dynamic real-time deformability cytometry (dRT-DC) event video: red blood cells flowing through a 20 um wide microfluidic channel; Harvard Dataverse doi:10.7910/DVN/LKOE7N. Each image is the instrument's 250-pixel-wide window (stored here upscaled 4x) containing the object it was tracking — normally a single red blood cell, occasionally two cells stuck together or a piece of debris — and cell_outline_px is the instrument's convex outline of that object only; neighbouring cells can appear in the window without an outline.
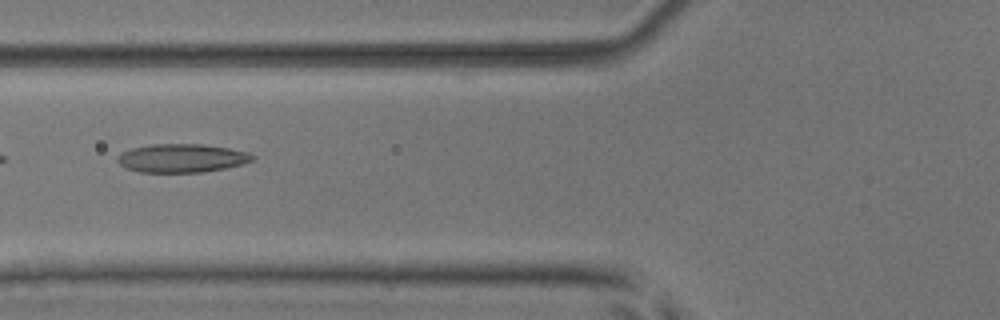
{"species": "common noctule bat (a hibernating species)", "species_latin": "Nyctalus noctula", "temperature_condition": "room temperature", "stored_images_in_passage": 35, "camera_frame_rate_fps": 3000, "um_per_image_px": 0.085, "animal": {"sex": "male", "body_mass_g": 17.9, "forearm_length_mm": 54.2}, "frame": {"image": 1, "passage_image": 3, "time_ms": 0.667, "image_size_px": [1000, 320], "cell_outline_px": [[256, 156], [252, 160], [244, 164], [204, 172], [140, 172], [128, 168], [120, 164], [116, 160], [116, 156], [120, 152], [132, 148], [152, 144], [204, 144], [228, 148], [248, 152]], "centroid_in_image_um": [15.45, 13.43], "position_along_channel_um": 110.4, "area_um2": 22.48}}
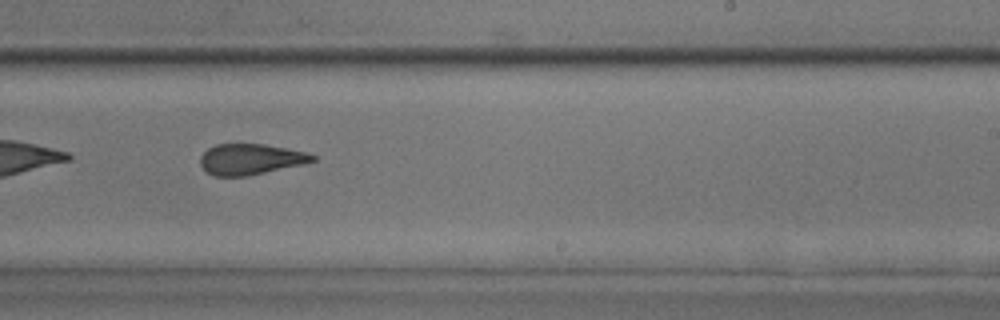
{"frame": {"image": 2, "passage_image": 15, "time_ms": 4.667, "image_size_px": [1000, 320], "cell_outline_px": [[316, 160], [304, 164], [244, 176], [212, 176], [200, 164], [200, 156], [208, 148], [216, 144], [264, 144], [308, 152], [316, 156]], "centroid_in_image_um": [21.3, 13.52], "position_along_channel_um": 267.7, "area_um2": 20.06}}
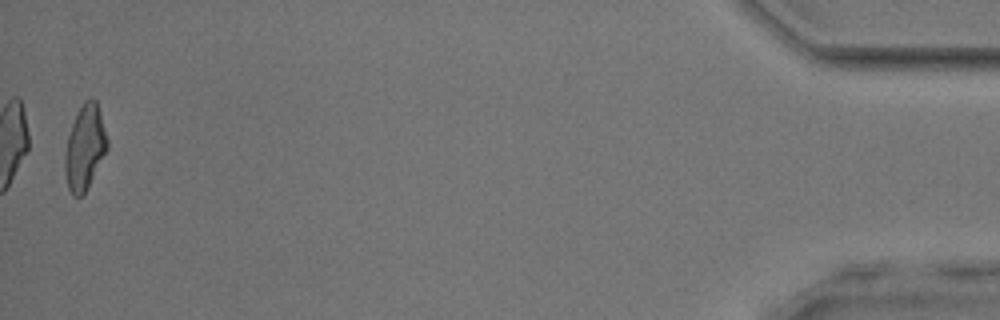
{"frame": {"image": 3, "passage_image": 34, "time_ms": 11.0, "image_size_px": [1000, 320], "cell_outline_px": [[108, 148], [88, 188], [80, 196], [72, 196], [68, 188], [64, 172], [64, 152], [68, 136], [76, 112], [84, 100], [92, 96], [96, 100], [108, 140]], "centroid_in_image_um": [7.19, 12.52], "position_along_channel_um": 428.0, "area_um2": 21.1}, "authors_computed_cell_mechanics": {"area_um2": 20.9814, "velocity_mm_per_s": 3.9439, "shape_relaxation_time_tau1_ms": 6.827, "shape_relaxation_time_tau2_ms": 1.5638, "deformation_change_tau1": 0.1724, "deformation_change_tau2": 0.108}}